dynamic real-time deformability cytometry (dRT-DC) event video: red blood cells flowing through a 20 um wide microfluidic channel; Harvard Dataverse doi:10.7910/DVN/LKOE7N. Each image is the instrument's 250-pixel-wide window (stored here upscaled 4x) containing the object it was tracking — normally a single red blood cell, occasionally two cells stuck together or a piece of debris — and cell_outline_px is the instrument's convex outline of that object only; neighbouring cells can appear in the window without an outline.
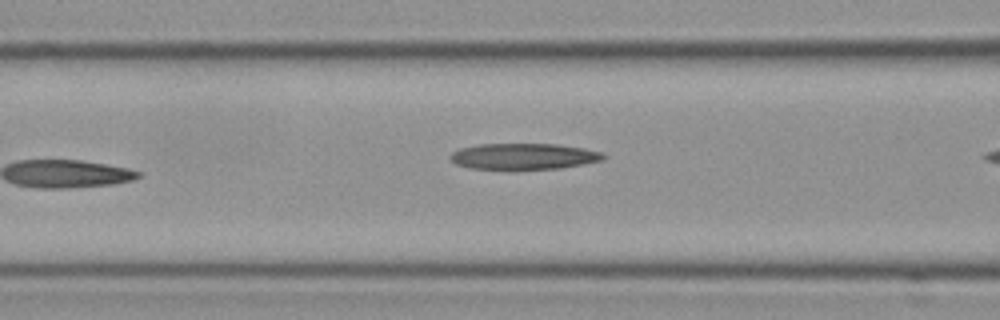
{"species": "Egyptian fruit bat (a non-hibernating species)", "species_latin": "Rousettus aegyptiacus", "temperature_condition": "cold", "stored_images_in_passage": 7, "camera_frame_rate_fps": 3000, "um_per_image_px": 0.085, "frame": {"image": 1, "passage_image": 6, "time_ms": 1.667, "image_size_px": [1000, 320], "cell_outline_px": [[608, 156], [604, 160], [560, 168], [472, 168], [456, 164], [448, 156], [452, 152], [460, 148], [480, 144], [556, 144], [584, 148], [604, 152]], "centroid_in_image_um": [44.57, 13.27], "position_along_channel_um": 122.0, "area_um2": 23.0}}